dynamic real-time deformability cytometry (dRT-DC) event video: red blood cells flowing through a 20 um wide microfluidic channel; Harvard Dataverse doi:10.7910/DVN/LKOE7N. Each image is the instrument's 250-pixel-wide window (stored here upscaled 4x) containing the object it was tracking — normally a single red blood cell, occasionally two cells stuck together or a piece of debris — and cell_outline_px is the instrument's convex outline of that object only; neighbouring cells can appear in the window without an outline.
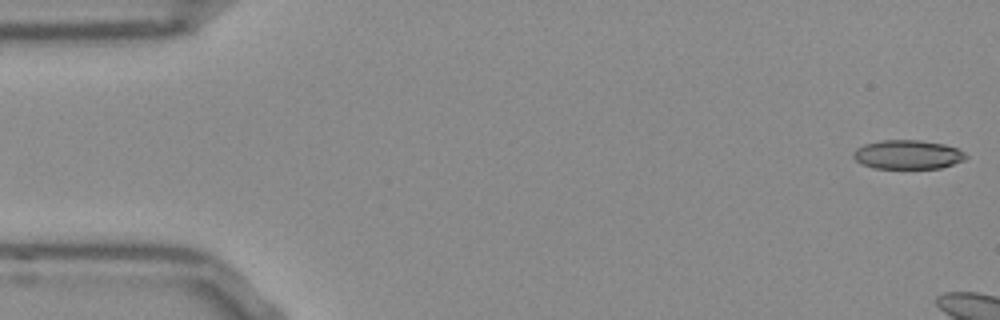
{"species": "Egyptian fruit bat (a non-hibernating species)", "species_latin": "Rousettus aegyptiacus", "temperature_condition": "room temperature", "stored_images_in_passage": 14, "camera_frame_rate_fps": 3000, "um_per_image_px": 0.085, "frame": {"image": 1, "passage_image": 1, "time_ms": 0.0, "image_size_px": [1000, 320], "cell_outline_px": [[968, 156], [964, 160], [940, 168], [876, 168], [864, 164], [856, 160], [852, 156], [852, 152], [856, 148], [864, 144], [880, 140], [920, 140], [944, 144], [956, 148], [964, 152]], "centroid_in_image_um": [77.14, 13.13], "position_along_channel_um": 7.9, "area_um2": 18.96}}